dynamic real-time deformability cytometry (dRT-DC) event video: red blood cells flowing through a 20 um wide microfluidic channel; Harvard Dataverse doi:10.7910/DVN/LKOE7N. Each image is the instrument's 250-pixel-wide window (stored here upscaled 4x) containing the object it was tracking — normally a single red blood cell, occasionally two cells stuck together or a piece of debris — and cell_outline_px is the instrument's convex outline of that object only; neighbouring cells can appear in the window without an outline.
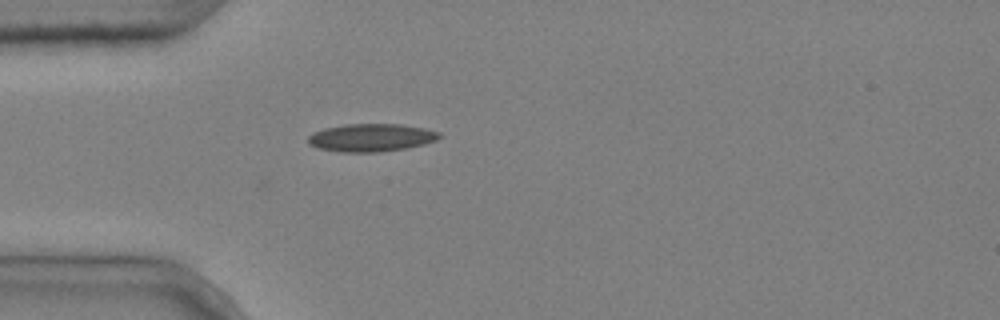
{"species": "common noctule bat (a hibernating species)", "species_latin": "Nyctalus noctula", "temperature_condition": "cold", "stored_images_in_passage": 3, "camera_frame_rate_fps": 3000, "um_per_image_px": 0.085, "animal": {"sex": "male", "body_mass_g": 20.4}, "frame": {"image": 1, "passage_image": 3, "time_ms": 0.667, "image_size_px": [1000, 320], "cell_outline_px": [[444, 136], [436, 140], [424, 144], [404, 148], [380, 152], [340, 152], [320, 148], [308, 144], [308, 136], [312, 132], [324, 128], [344, 124], [400, 124], [424, 128], [440, 132]], "centroid_in_image_um": [31.55, 11.69], "position_along_channel_um": 53.4, "area_um2": 21.39}}